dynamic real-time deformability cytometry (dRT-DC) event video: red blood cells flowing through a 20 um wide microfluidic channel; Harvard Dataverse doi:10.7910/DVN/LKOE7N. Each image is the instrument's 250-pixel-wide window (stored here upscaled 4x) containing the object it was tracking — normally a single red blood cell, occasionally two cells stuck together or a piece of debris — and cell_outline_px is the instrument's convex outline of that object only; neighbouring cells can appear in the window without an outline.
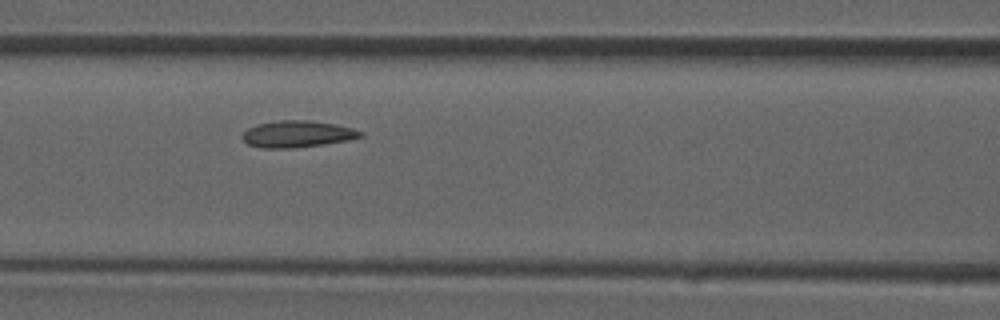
{"species": "common noctule bat (a hibernating species)", "species_latin": "Nyctalus noctula", "temperature_condition": "room temperature", "stored_images_in_passage": 5, "camera_frame_rate_fps": 3000, "um_per_image_px": 0.085, "animal": {"sex": "male", "forearm_length_mm": 52.5}, "frame": {"image": 1, "passage_image": 5, "time_ms": 17.667, "image_size_px": [1000, 320], "cell_outline_px": [[364, 136], [348, 140], [292, 148], [260, 148], [248, 144], [240, 136], [248, 128], [256, 124], [280, 120], [312, 120], [336, 124], [352, 128], [364, 132]], "centroid_in_image_um": [25.26, 11.38], "position_along_channel_um": 141.3, "area_um2": 18.38}}